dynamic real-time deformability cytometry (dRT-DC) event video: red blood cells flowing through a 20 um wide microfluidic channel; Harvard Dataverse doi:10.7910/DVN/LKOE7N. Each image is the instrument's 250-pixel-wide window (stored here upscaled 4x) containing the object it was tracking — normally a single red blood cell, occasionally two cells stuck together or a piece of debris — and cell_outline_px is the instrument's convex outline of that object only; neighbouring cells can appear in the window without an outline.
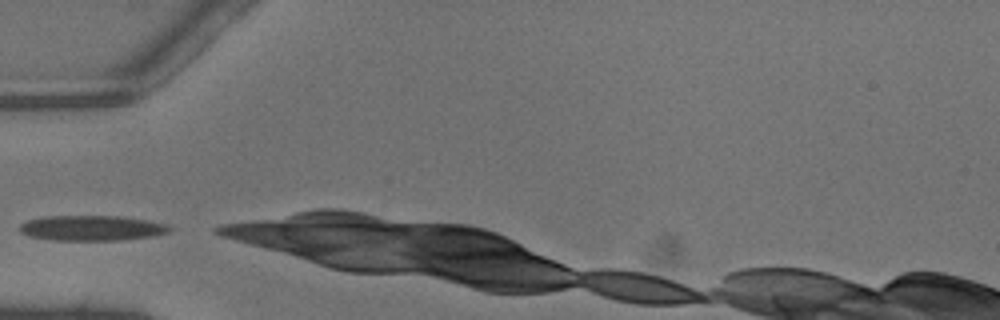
{"species": "common noctule bat (a hibernating species)", "species_latin": "Nyctalus noctula", "temperature_condition": "warm", "stored_images_in_passage": 24, "camera_frame_rate_fps": 3000, "um_per_image_px": 0.085, "animal": {"sex": "male", "body_mass_g": 13.3}, "frame": {"image": 1, "passage_image": 1, "time_ms": 0.0, "image_size_px": [1000, 320], "cell_outline_px": [[172, 228], [168, 232], [156, 236], [120, 240], [52, 240], [28, 236], [20, 232], [20, 224], [28, 220], [44, 216], [120, 216], [144, 220], [164, 224]], "centroid_in_image_um": [7.76, 19.39], "position_along_channel_um": 77.2, "area_um2": 21.96}}